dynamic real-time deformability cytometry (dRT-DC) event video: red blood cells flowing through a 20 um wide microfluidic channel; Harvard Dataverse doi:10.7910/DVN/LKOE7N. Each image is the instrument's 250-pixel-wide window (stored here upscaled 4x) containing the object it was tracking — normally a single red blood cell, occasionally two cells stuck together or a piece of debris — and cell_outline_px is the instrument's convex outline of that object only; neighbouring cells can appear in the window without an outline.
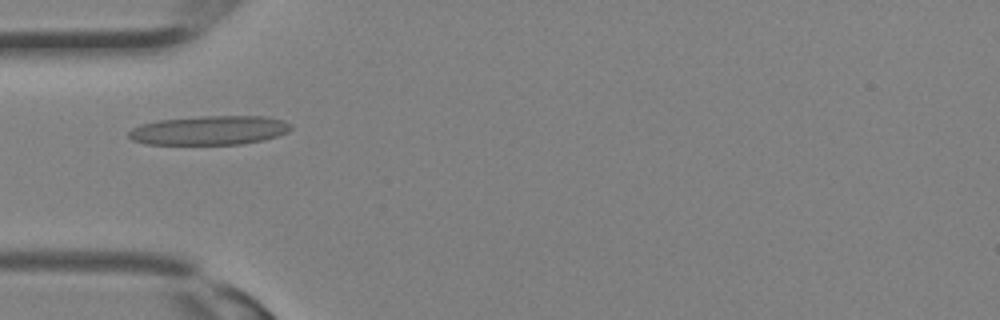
{"species": "Egyptian fruit bat (a non-hibernating species)", "species_latin": "Rousettus aegyptiacus", "temperature_condition": "room temperature", "stored_images_in_passage": 31, "camera_frame_rate_fps": 3000, "um_per_image_px": 0.085, "animal": {"sex": "female"}, "frame": {"image": 1, "passage_image": 10, "time_ms": 3.0, "image_size_px": [1000, 320], "cell_outline_px": [[292, 128], [288, 132], [264, 140], [240, 144], [144, 144], [132, 140], [128, 136], [128, 132], [132, 128], [140, 124], [156, 120], [200, 116], [264, 116], [284, 120], [292, 124]], "centroid_in_image_um": [17.79, 11.07], "position_along_channel_um": 67.2, "area_um2": 27.74}}
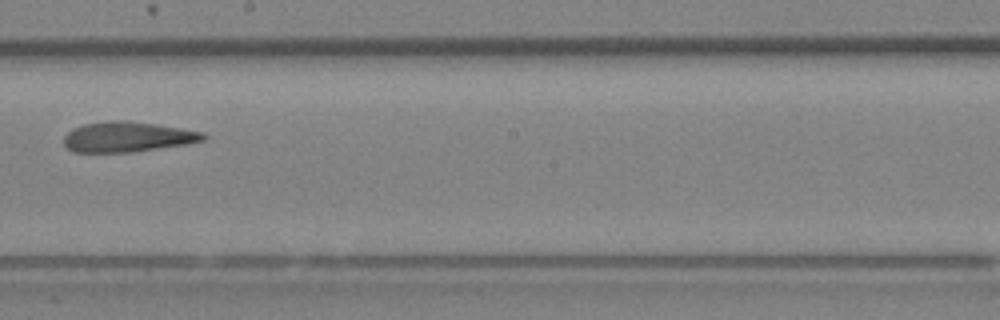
{"frame": {"image": 2, "passage_image": 18, "time_ms": 5.667, "image_size_px": [1000, 320], "cell_outline_px": [[208, 136], [204, 140], [188, 144], [132, 152], [72, 152], [64, 144], [64, 136], [72, 128], [84, 124], [108, 120], [120, 120], [156, 124], [204, 132]], "centroid_in_image_um": [10.84, 11.63], "position_along_channel_um": 237.4, "area_um2": 24.62}}
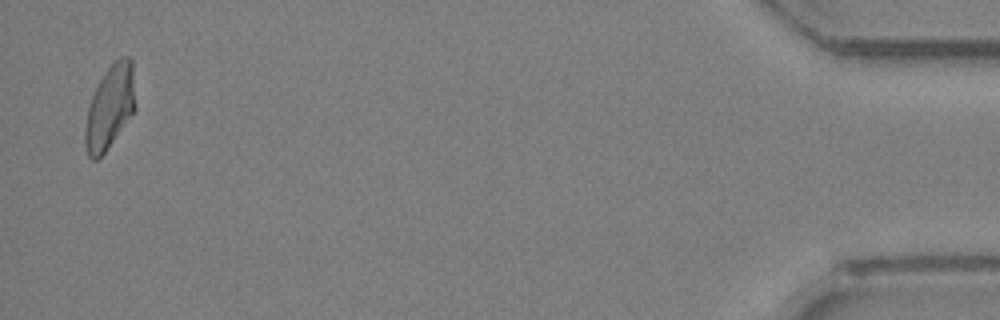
{"frame": {"image": 3, "passage_image": 31, "time_ms": 10.0, "image_size_px": [1000, 320], "cell_outline_px": [[136, 108], [104, 152], [96, 160], [92, 160], [88, 156], [84, 144], [84, 128], [88, 108], [92, 96], [104, 72], [120, 56], [128, 56], [132, 60]], "centroid_in_image_um": [9.33, 9.09], "position_along_channel_um": 425.9, "area_um2": 24.22}}